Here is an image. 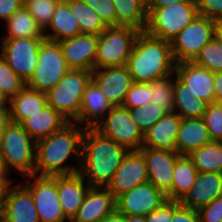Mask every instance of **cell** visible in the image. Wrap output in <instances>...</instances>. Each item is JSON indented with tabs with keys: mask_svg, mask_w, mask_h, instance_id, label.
<instances>
[{
	"mask_svg": "<svg viewBox=\"0 0 222 222\" xmlns=\"http://www.w3.org/2000/svg\"><path fill=\"white\" fill-rule=\"evenodd\" d=\"M70 69L92 71L97 56L98 36L93 34H78L59 42Z\"/></svg>",
	"mask_w": 222,
	"mask_h": 222,
	"instance_id": "e0dca14e",
	"label": "cell"
},
{
	"mask_svg": "<svg viewBox=\"0 0 222 222\" xmlns=\"http://www.w3.org/2000/svg\"><path fill=\"white\" fill-rule=\"evenodd\" d=\"M112 107L113 105L91 80L83 92L79 116L75 122L78 124L84 122L85 128H94Z\"/></svg>",
	"mask_w": 222,
	"mask_h": 222,
	"instance_id": "cb8c5ba5",
	"label": "cell"
},
{
	"mask_svg": "<svg viewBox=\"0 0 222 222\" xmlns=\"http://www.w3.org/2000/svg\"><path fill=\"white\" fill-rule=\"evenodd\" d=\"M193 62L212 73L222 72V43L213 37L196 56Z\"/></svg>",
	"mask_w": 222,
	"mask_h": 222,
	"instance_id": "e575fe53",
	"label": "cell"
},
{
	"mask_svg": "<svg viewBox=\"0 0 222 222\" xmlns=\"http://www.w3.org/2000/svg\"><path fill=\"white\" fill-rule=\"evenodd\" d=\"M94 129L129 150H140L143 133L132 120L130 111L123 106H113Z\"/></svg>",
	"mask_w": 222,
	"mask_h": 222,
	"instance_id": "9c48e42d",
	"label": "cell"
},
{
	"mask_svg": "<svg viewBox=\"0 0 222 222\" xmlns=\"http://www.w3.org/2000/svg\"><path fill=\"white\" fill-rule=\"evenodd\" d=\"M170 77L148 82L151 90V102L156 103L166 113L174 112L173 80Z\"/></svg>",
	"mask_w": 222,
	"mask_h": 222,
	"instance_id": "836d02e7",
	"label": "cell"
},
{
	"mask_svg": "<svg viewBox=\"0 0 222 222\" xmlns=\"http://www.w3.org/2000/svg\"><path fill=\"white\" fill-rule=\"evenodd\" d=\"M126 67L135 83H148L172 76L176 61L170 41L141 31L135 39Z\"/></svg>",
	"mask_w": 222,
	"mask_h": 222,
	"instance_id": "3957f363",
	"label": "cell"
},
{
	"mask_svg": "<svg viewBox=\"0 0 222 222\" xmlns=\"http://www.w3.org/2000/svg\"><path fill=\"white\" fill-rule=\"evenodd\" d=\"M198 172L222 174V142L212 141L187 155Z\"/></svg>",
	"mask_w": 222,
	"mask_h": 222,
	"instance_id": "d6a6232c",
	"label": "cell"
},
{
	"mask_svg": "<svg viewBox=\"0 0 222 222\" xmlns=\"http://www.w3.org/2000/svg\"><path fill=\"white\" fill-rule=\"evenodd\" d=\"M170 222H200L198 210L183 206L175 201V213Z\"/></svg>",
	"mask_w": 222,
	"mask_h": 222,
	"instance_id": "bcb514c9",
	"label": "cell"
},
{
	"mask_svg": "<svg viewBox=\"0 0 222 222\" xmlns=\"http://www.w3.org/2000/svg\"><path fill=\"white\" fill-rule=\"evenodd\" d=\"M200 222H222V195L198 210Z\"/></svg>",
	"mask_w": 222,
	"mask_h": 222,
	"instance_id": "7bdbcfd3",
	"label": "cell"
},
{
	"mask_svg": "<svg viewBox=\"0 0 222 222\" xmlns=\"http://www.w3.org/2000/svg\"><path fill=\"white\" fill-rule=\"evenodd\" d=\"M221 108H222V100L221 101H218L216 102Z\"/></svg>",
	"mask_w": 222,
	"mask_h": 222,
	"instance_id": "6125c7cd",
	"label": "cell"
},
{
	"mask_svg": "<svg viewBox=\"0 0 222 222\" xmlns=\"http://www.w3.org/2000/svg\"><path fill=\"white\" fill-rule=\"evenodd\" d=\"M70 11L78 22L80 34L100 35L108 26L98 13L83 0H65Z\"/></svg>",
	"mask_w": 222,
	"mask_h": 222,
	"instance_id": "1f68e13d",
	"label": "cell"
},
{
	"mask_svg": "<svg viewBox=\"0 0 222 222\" xmlns=\"http://www.w3.org/2000/svg\"><path fill=\"white\" fill-rule=\"evenodd\" d=\"M181 119L175 112L166 113L157 123L143 133L141 148L176 151V137Z\"/></svg>",
	"mask_w": 222,
	"mask_h": 222,
	"instance_id": "603a6c76",
	"label": "cell"
},
{
	"mask_svg": "<svg viewBox=\"0 0 222 222\" xmlns=\"http://www.w3.org/2000/svg\"><path fill=\"white\" fill-rule=\"evenodd\" d=\"M198 15L212 20L222 18V0H196Z\"/></svg>",
	"mask_w": 222,
	"mask_h": 222,
	"instance_id": "f6af8a7d",
	"label": "cell"
},
{
	"mask_svg": "<svg viewBox=\"0 0 222 222\" xmlns=\"http://www.w3.org/2000/svg\"><path fill=\"white\" fill-rule=\"evenodd\" d=\"M209 131L202 118H182L176 137V152L188 155L211 143Z\"/></svg>",
	"mask_w": 222,
	"mask_h": 222,
	"instance_id": "d4e9b609",
	"label": "cell"
},
{
	"mask_svg": "<svg viewBox=\"0 0 222 222\" xmlns=\"http://www.w3.org/2000/svg\"><path fill=\"white\" fill-rule=\"evenodd\" d=\"M84 182L83 177L79 173L57 175L59 201L68 222L76 215L91 187L88 183L85 186Z\"/></svg>",
	"mask_w": 222,
	"mask_h": 222,
	"instance_id": "7402d4cb",
	"label": "cell"
},
{
	"mask_svg": "<svg viewBox=\"0 0 222 222\" xmlns=\"http://www.w3.org/2000/svg\"><path fill=\"white\" fill-rule=\"evenodd\" d=\"M146 10L145 32L155 38L170 42L198 15L197 2L174 3Z\"/></svg>",
	"mask_w": 222,
	"mask_h": 222,
	"instance_id": "8992f818",
	"label": "cell"
},
{
	"mask_svg": "<svg viewBox=\"0 0 222 222\" xmlns=\"http://www.w3.org/2000/svg\"><path fill=\"white\" fill-rule=\"evenodd\" d=\"M68 123L67 119L47 104L38 113L30 115L21 125L35 141H38L61 130Z\"/></svg>",
	"mask_w": 222,
	"mask_h": 222,
	"instance_id": "4316f807",
	"label": "cell"
},
{
	"mask_svg": "<svg viewBox=\"0 0 222 222\" xmlns=\"http://www.w3.org/2000/svg\"><path fill=\"white\" fill-rule=\"evenodd\" d=\"M222 195V174L198 172L195 183L179 201L183 206L199 210Z\"/></svg>",
	"mask_w": 222,
	"mask_h": 222,
	"instance_id": "44dd1931",
	"label": "cell"
},
{
	"mask_svg": "<svg viewBox=\"0 0 222 222\" xmlns=\"http://www.w3.org/2000/svg\"><path fill=\"white\" fill-rule=\"evenodd\" d=\"M23 6H26L28 3L34 0H18Z\"/></svg>",
	"mask_w": 222,
	"mask_h": 222,
	"instance_id": "91938a15",
	"label": "cell"
},
{
	"mask_svg": "<svg viewBox=\"0 0 222 222\" xmlns=\"http://www.w3.org/2000/svg\"><path fill=\"white\" fill-rule=\"evenodd\" d=\"M116 12V26H128L145 31L147 25L146 0H112Z\"/></svg>",
	"mask_w": 222,
	"mask_h": 222,
	"instance_id": "f1b7e54d",
	"label": "cell"
},
{
	"mask_svg": "<svg viewBox=\"0 0 222 222\" xmlns=\"http://www.w3.org/2000/svg\"><path fill=\"white\" fill-rule=\"evenodd\" d=\"M91 81V71L70 69L65 76L46 93L47 104L69 122L78 119L83 92Z\"/></svg>",
	"mask_w": 222,
	"mask_h": 222,
	"instance_id": "5b68a950",
	"label": "cell"
},
{
	"mask_svg": "<svg viewBox=\"0 0 222 222\" xmlns=\"http://www.w3.org/2000/svg\"><path fill=\"white\" fill-rule=\"evenodd\" d=\"M116 209V198L106 187H90L70 222H100Z\"/></svg>",
	"mask_w": 222,
	"mask_h": 222,
	"instance_id": "ffe728a7",
	"label": "cell"
},
{
	"mask_svg": "<svg viewBox=\"0 0 222 222\" xmlns=\"http://www.w3.org/2000/svg\"><path fill=\"white\" fill-rule=\"evenodd\" d=\"M207 103L195 97V100L174 101V112L181 118H202Z\"/></svg>",
	"mask_w": 222,
	"mask_h": 222,
	"instance_id": "60d3db41",
	"label": "cell"
},
{
	"mask_svg": "<svg viewBox=\"0 0 222 222\" xmlns=\"http://www.w3.org/2000/svg\"><path fill=\"white\" fill-rule=\"evenodd\" d=\"M151 101V90L148 83H133L131 88L126 94L123 107L135 108L145 107L149 105Z\"/></svg>",
	"mask_w": 222,
	"mask_h": 222,
	"instance_id": "ab89813d",
	"label": "cell"
},
{
	"mask_svg": "<svg viewBox=\"0 0 222 222\" xmlns=\"http://www.w3.org/2000/svg\"><path fill=\"white\" fill-rule=\"evenodd\" d=\"M31 179L23 184L32 194L40 222H64L67 218L59 201L57 175L32 174Z\"/></svg>",
	"mask_w": 222,
	"mask_h": 222,
	"instance_id": "7c38bea8",
	"label": "cell"
},
{
	"mask_svg": "<svg viewBox=\"0 0 222 222\" xmlns=\"http://www.w3.org/2000/svg\"><path fill=\"white\" fill-rule=\"evenodd\" d=\"M2 135H3V132H0V149H1V145H2Z\"/></svg>",
	"mask_w": 222,
	"mask_h": 222,
	"instance_id": "94428289",
	"label": "cell"
},
{
	"mask_svg": "<svg viewBox=\"0 0 222 222\" xmlns=\"http://www.w3.org/2000/svg\"><path fill=\"white\" fill-rule=\"evenodd\" d=\"M36 141L23 129L21 124L10 122L2 135L0 161L8 173L10 166L23 176L34 174Z\"/></svg>",
	"mask_w": 222,
	"mask_h": 222,
	"instance_id": "277c9868",
	"label": "cell"
},
{
	"mask_svg": "<svg viewBox=\"0 0 222 222\" xmlns=\"http://www.w3.org/2000/svg\"><path fill=\"white\" fill-rule=\"evenodd\" d=\"M167 200L166 195L151 182L136 185L116 198V209L125 216H146Z\"/></svg>",
	"mask_w": 222,
	"mask_h": 222,
	"instance_id": "4fadbf2b",
	"label": "cell"
},
{
	"mask_svg": "<svg viewBox=\"0 0 222 222\" xmlns=\"http://www.w3.org/2000/svg\"><path fill=\"white\" fill-rule=\"evenodd\" d=\"M5 22L8 33L3 38H45L43 30L25 6Z\"/></svg>",
	"mask_w": 222,
	"mask_h": 222,
	"instance_id": "f546056e",
	"label": "cell"
},
{
	"mask_svg": "<svg viewBox=\"0 0 222 222\" xmlns=\"http://www.w3.org/2000/svg\"><path fill=\"white\" fill-rule=\"evenodd\" d=\"M138 29L128 26H108L98 35L94 69L124 66L131 54Z\"/></svg>",
	"mask_w": 222,
	"mask_h": 222,
	"instance_id": "52a82bcc",
	"label": "cell"
},
{
	"mask_svg": "<svg viewBox=\"0 0 222 222\" xmlns=\"http://www.w3.org/2000/svg\"><path fill=\"white\" fill-rule=\"evenodd\" d=\"M12 182L13 181L8 179L7 177H0V213L3 209Z\"/></svg>",
	"mask_w": 222,
	"mask_h": 222,
	"instance_id": "f907efd6",
	"label": "cell"
},
{
	"mask_svg": "<svg viewBox=\"0 0 222 222\" xmlns=\"http://www.w3.org/2000/svg\"><path fill=\"white\" fill-rule=\"evenodd\" d=\"M175 213V201L166 200L159 208L147 214V222H170Z\"/></svg>",
	"mask_w": 222,
	"mask_h": 222,
	"instance_id": "ee69618b",
	"label": "cell"
},
{
	"mask_svg": "<svg viewBox=\"0 0 222 222\" xmlns=\"http://www.w3.org/2000/svg\"><path fill=\"white\" fill-rule=\"evenodd\" d=\"M126 222H147L145 216L130 215L126 216Z\"/></svg>",
	"mask_w": 222,
	"mask_h": 222,
	"instance_id": "6f0895ef",
	"label": "cell"
},
{
	"mask_svg": "<svg viewBox=\"0 0 222 222\" xmlns=\"http://www.w3.org/2000/svg\"><path fill=\"white\" fill-rule=\"evenodd\" d=\"M174 101L195 100L188 87L177 76L173 81Z\"/></svg>",
	"mask_w": 222,
	"mask_h": 222,
	"instance_id": "7dc6e473",
	"label": "cell"
},
{
	"mask_svg": "<svg viewBox=\"0 0 222 222\" xmlns=\"http://www.w3.org/2000/svg\"><path fill=\"white\" fill-rule=\"evenodd\" d=\"M198 171L187 155H180L175 162L172 182V200L180 201L195 183Z\"/></svg>",
	"mask_w": 222,
	"mask_h": 222,
	"instance_id": "4dcf8cb0",
	"label": "cell"
},
{
	"mask_svg": "<svg viewBox=\"0 0 222 222\" xmlns=\"http://www.w3.org/2000/svg\"><path fill=\"white\" fill-rule=\"evenodd\" d=\"M94 9L107 26H116V12L112 0H83Z\"/></svg>",
	"mask_w": 222,
	"mask_h": 222,
	"instance_id": "b9f144b4",
	"label": "cell"
},
{
	"mask_svg": "<svg viewBox=\"0 0 222 222\" xmlns=\"http://www.w3.org/2000/svg\"><path fill=\"white\" fill-rule=\"evenodd\" d=\"M182 2H196V0H146V9H156Z\"/></svg>",
	"mask_w": 222,
	"mask_h": 222,
	"instance_id": "681fc988",
	"label": "cell"
},
{
	"mask_svg": "<svg viewBox=\"0 0 222 222\" xmlns=\"http://www.w3.org/2000/svg\"><path fill=\"white\" fill-rule=\"evenodd\" d=\"M14 187L8 191L1 210V222H40L30 191L23 184Z\"/></svg>",
	"mask_w": 222,
	"mask_h": 222,
	"instance_id": "d6986e66",
	"label": "cell"
},
{
	"mask_svg": "<svg viewBox=\"0 0 222 222\" xmlns=\"http://www.w3.org/2000/svg\"><path fill=\"white\" fill-rule=\"evenodd\" d=\"M44 38H2L0 55L8 66L27 83L38 63L39 47Z\"/></svg>",
	"mask_w": 222,
	"mask_h": 222,
	"instance_id": "8fae6325",
	"label": "cell"
},
{
	"mask_svg": "<svg viewBox=\"0 0 222 222\" xmlns=\"http://www.w3.org/2000/svg\"><path fill=\"white\" fill-rule=\"evenodd\" d=\"M10 122L9 109H0V132H3Z\"/></svg>",
	"mask_w": 222,
	"mask_h": 222,
	"instance_id": "db71d44e",
	"label": "cell"
},
{
	"mask_svg": "<svg viewBox=\"0 0 222 222\" xmlns=\"http://www.w3.org/2000/svg\"><path fill=\"white\" fill-rule=\"evenodd\" d=\"M91 80L113 106H122L134 83L126 65L93 69Z\"/></svg>",
	"mask_w": 222,
	"mask_h": 222,
	"instance_id": "2e32d148",
	"label": "cell"
},
{
	"mask_svg": "<svg viewBox=\"0 0 222 222\" xmlns=\"http://www.w3.org/2000/svg\"><path fill=\"white\" fill-rule=\"evenodd\" d=\"M77 124V125H76ZM85 127L69 122L61 130L36 141L34 174L70 175L79 172L81 164V143ZM73 154L79 166H67L64 163Z\"/></svg>",
	"mask_w": 222,
	"mask_h": 222,
	"instance_id": "7a4b0ae2",
	"label": "cell"
},
{
	"mask_svg": "<svg viewBox=\"0 0 222 222\" xmlns=\"http://www.w3.org/2000/svg\"><path fill=\"white\" fill-rule=\"evenodd\" d=\"M127 152L126 148L94 128H85L78 173L91 187H107Z\"/></svg>",
	"mask_w": 222,
	"mask_h": 222,
	"instance_id": "6da1fadb",
	"label": "cell"
},
{
	"mask_svg": "<svg viewBox=\"0 0 222 222\" xmlns=\"http://www.w3.org/2000/svg\"><path fill=\"white\" fill-rule=\"evenodd\" d=\"M202 119L211 140L222 142V108L217 103L207 104Z\"/></svg>",
	"mask_w": 222,
	"mask_h": 222,
	"instance_id": "f35d334b",
	"label": "cell"
},
{
	"mask_svg": "<svg viewBox=\"0 0 222 222\" xmlns=\"http://www.w3.org/2000/svg\"><path fill=\"white\" fill-rule=\"evenodd\" d=\"M174 76H177L188 87L189 92L207 104L215 103L214 73L207 68L196 65L193 61L176 63Z\"/></svg>",
	"mask_w": 222,
	"mask_h": 222,
	"instance_id": "ac0fdd59",
	"label": "cell"
},
{
	"mask_svg": "<svg viewBox=\"0 0 222 222\" xmlns=\"http://www.w3.org/2000/svg\"><path fill=\"white\" fill-rule=\"evenodd\" d=\"M22 6L18 0H0V18L7 21Z\"/></svg>",
	"mask_w": 222,
	"mask_h": 222,
	"instance_id": "c3c4849f",
	"label": "cell"
},
{
	"mask_svg": "<svg viewBox=\"0 0 222 222\" xmlns=\"http://www.w3.org/2000/svg\"><path fill=\"white\" fill-rule=\"evenodd\" d=\"M213 88L216 103L222 100V72L214 73Z\"/></svg>",
	"mask_w": 222,
	"mask_h": 222,
	"instance_id": "816d5d0a",
	"label": "cell"
},
{
	"mask_svg": "<svg viewBox=\"0 0 222 222\" xmlns=\"http://www.w3.org/2000/svg\"><path fill=\"white\" fill-rule=\"evenodd\" d=\"M47 105L46 93L25 86L9 101L11 122L21 124L24 120L41 111Z\"/></svg>",
	"mask_w": 222,
	"mask_h": 222,
	"instance_id": "484cf974",
	"label": "cell"
},
{
	"mask_svg": "<svg viewBox=\"0 0 222 222\" xmlns=\"http://www.w3.org/2000/svg\"><path fill=\"white\" fill-rule=\"evenodd\" d=\"M148 182L146 160L140 150H129L106 187L117 198L136 185Z\"/></svg>",
	"mask_w": 222,
	"mask_h": 222,
	"instance_id": "9a60e30c",
	"label": "cell"
},
{
	"mask_svg": "<svg viewBox=\"0 0 222 222\" xmlns=\"http://www.w3.org/2000/svg\"><path fill=\"white\" fill-rule=\"evenodd\" d=\"M214 37L222 43V18L214 20Z\"/></svg>",
	"mask_w": 222,
	"mask_h": 222,
	"instance_id": "11a10c76",
	"label": "cell"
},
{
	"mask_svg": "<svg viewBox=\"0 0 222 222\" xmlns=\"http://www.w3.org/2000/svg\"><path fill=\"white\" fill-rule=\"evenodd\" d=\"M59 1L60 0H34L25 6L43 32L48 29Z\"/></svg>",
	"mask_w": 222,
	"mask_h": 222,
	"instance_id": "8d00e7d4",
	"label": "cell"
},
{
	"mask_svg": "<svg viewBox=\"0 0 222 222\" xmlns=\"http://www.w3.org/2000/svg\"><path fill=\"white\" fill-rule=\"evenodd\" d=\"M128 110L130 111L132 120L142 133H145L166 114L162 108L151 101L148 106L129 108Z\"/></svg>",
	"mask_w": 222,
	"mask_h": 222,
	"instance_id": "d590c367",
	"label": "cell"
},
{
	"mask_svg": "<svg viewBox=\"0 0 222 222\" xmlns=\"http://www.w3.org/2000/svg\"><path fill=\"white\" fill-rule=\"evenodd\" d=\"M10 98L0 90V109H9Z\"/></svg>",
	"mask_w": 222,
	"mask_h": 222,
	"instance_id": "9f6ffc18",
	"label": "cell"
},
{
	"mask_svg": "<svg viewBox=\"0 0 222 222\" xmlns=\"http://www.w3.org/2000/svg\"><path fill=\"white\" fill-rule=\"evenodd\" d=\"M100 222H126V216L115 209L108 216H105Z\"/></svg>",
	"mask_w": 222,
	"mask_h": 222,
	"instance_id": "f5cc1de1",
	"label": "cell"
},
{
	"mask_svg": "<svg viewBox=\"0 0 222 222\" xmlns=\"http://www.w3.org/2000/svg\"><path fill=\"white\" fill-rule=\"evenodd\" d=\"M140 151L146 160L148 182L161 190L167 200H172L173 170L180 154L168 149L141 148Z\"/></svg>",
	"mask_w": 222,
	"mask_h": 222,
	"instance_id": "5bb4252c",
	"label": "cell"
},
{
	"mask_svg": "<svg viewBox=\"0 0 222 222\" xmlns=\"http://www.w3.org/2000/svg\"><path fill=\"white\" fill-rule=\"evenodd\" d=\"M52 32L44 31V37L60 42L80 34L78 22L70 11V6L65 0H60L52 15L50 25Z\"/></svg>",
	"mask_w": 222,
	"mask_h": 222,
	"instance_id": "83f0119b",
	"label": "cell"
},
{
	"mask_svg": "<svg viewBox=\"0 0 222 222\" xmlns=\"http://www.w3.org/2000/svg\"><path fill=\"white\" fill-rule=\"evenodd\" d=\"M7 174H8V173H6V172L3 170V167H2V164H1V161H0V177H8Z\"/></svg>",
	"mask_w": 222,
	"mask_h": 222,
	"instance_id": "680465c9",
	"label": "cell"
},
{
	"mask_svg": "<svg viewBox=\"0 0 222 222\" xmlns=\"http://www.w3.org/2000/svg\"><path fill=\"white\" fill-rule=\"evenodd\" d=\"M25 86L26 83L8 66L0 55V90L11 98Z\"/></svg>",
	"mask_w": 222,
	"mask_h": 222,
	"instance_id": "74e56055",
	"label": "cell"
},
{
	"mask_svg": "<svg viewBox=\"0 0 222 222\" xmlns=\"http://www.w3.org/2000/svg\"><path fill=\"white\" fill-rule=\"evenodd\" d=\"M69 70L59 42L44 38L39 47L38 63L26 85L47 93Z\"/></svg>",
	"mask_w": 222,
	"mask_h": 222,
	"instance_id": "ba28073f",
	"label": "cell"
},
{
	"mask_svg": "<svg viewBox=\"0 0 222 222\" xmlns=\"http://www.w3.org/2000/svg\"><path fill=\"white\" fill-rule=\"evenodd\" d=\"M214 37V20L197 15L175 36L171 43L176 63L193 61L201 49Z\"/></svg>",
	"mask_w": 222,
	"mask_h": 222,
	"instance_id": "30bf717a",
	"label": "cell"
}]
</instances>
